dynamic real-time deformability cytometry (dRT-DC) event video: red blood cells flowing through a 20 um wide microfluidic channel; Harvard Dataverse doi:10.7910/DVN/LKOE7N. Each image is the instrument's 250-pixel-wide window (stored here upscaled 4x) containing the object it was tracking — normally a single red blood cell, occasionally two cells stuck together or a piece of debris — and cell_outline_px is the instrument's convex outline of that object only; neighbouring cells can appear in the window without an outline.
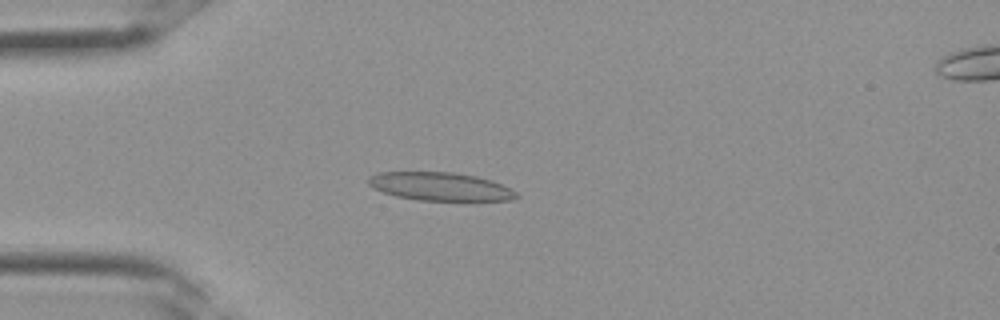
{"species": "Egyptian fruit bat (a non-hibernating species)", "species_latin": "Rousettus aegyptiacus", "temperature_condition": "room temperature", "stored_images_in_passage": 33, "camera_frame_rate_fps": 3000, "um_per_image_px": 0.085, "frame": {"image": 1, "passage_image": 8, "time_ms": 2.333, "image_size_px": [1000, 320], "cell_outline_px": [[520, 196], [512, 200], [420, 200], [396, 196], [372, 188], [368, 184], [368, 176], [380, 172], [452, 172], [476, 176], [492, 180], [516, 192]], "centroid_in_image_um": [37.39, 15.84], "position_along_channel_um": 47.6, "area_um2": 24.22}}
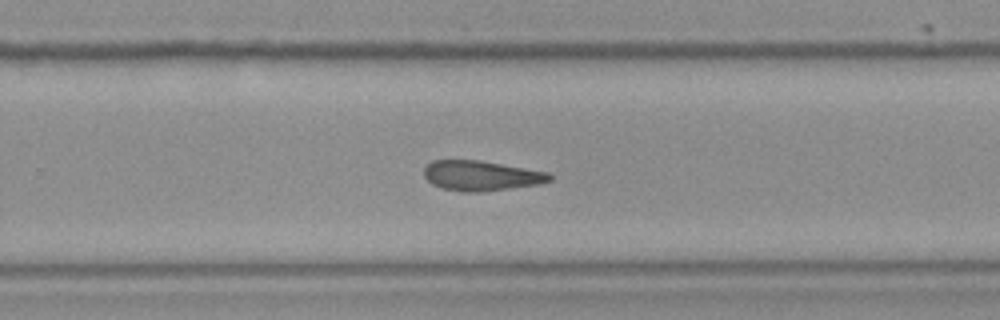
{"frame": {"image": 2, "passage_image": 21, "time_ms": 6.667, "image_size_px": [1000, 320], "cell_outline_px": [[552, 180], [540, 184], [480, 192], [464, 192], [440, 188], [432, 184], [424, 176], [424, 168], [432, 160], [480, 160], [548, 172], [552, 176]], "centroid_in_image_um": [40.89, 14.93], "position_along_channel_um": 288.9, "area_um2": 22.02}}
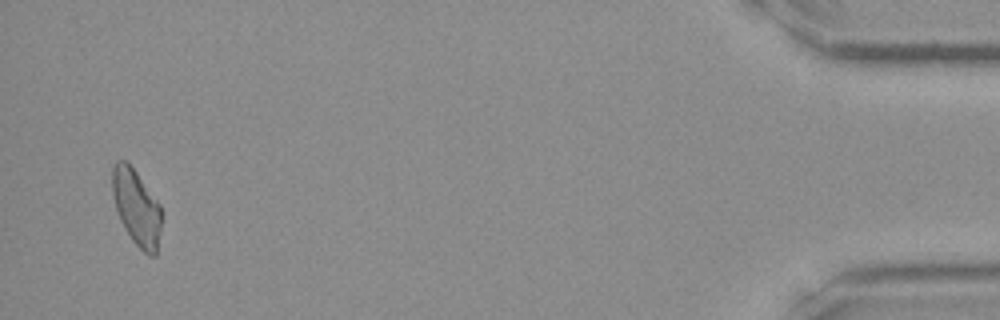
{"frame": {"image": 3, "passage_image": 32, "time_ms": 10.333, "image_size_px": [1000, 320], "cell_outline_px": [[160, 232], [156, 256], [148, 256], [132, 240], [120, 220], [116, 208], [112, 192], [112, 168], [116, 160], [124, 160], [136, 172], [160, 204]], "centroid_in_image_um": [11.59, 17.64], "position_along_channel_um": 423.6, "area_um2": 21.44}}